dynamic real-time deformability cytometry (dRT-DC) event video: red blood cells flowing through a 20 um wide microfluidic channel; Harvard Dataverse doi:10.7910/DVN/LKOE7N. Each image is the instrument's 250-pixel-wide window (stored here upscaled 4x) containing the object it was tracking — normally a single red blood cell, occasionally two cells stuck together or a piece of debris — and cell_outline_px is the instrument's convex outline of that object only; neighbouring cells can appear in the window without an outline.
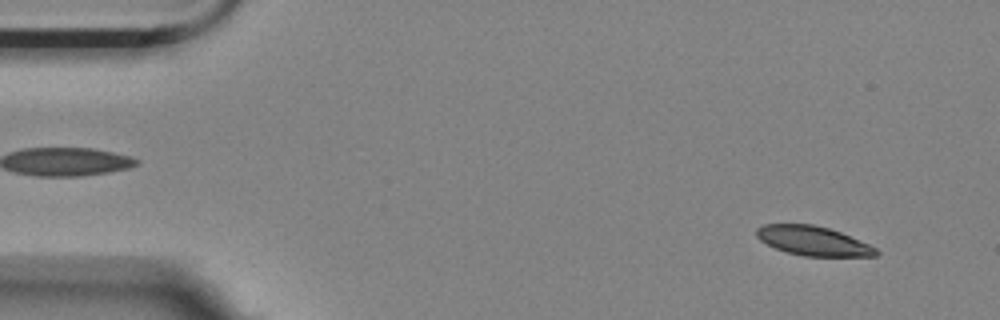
{"species": "Egyptian fruit bat (a non-hibernating species)", "species_latin": "Rousettus aegyptiacus", "temperature_condition": "room temperature", "stored_images_in_passage": 4, "segment_of_instrument_passage": [2, 2], "camera_frame_rate_fps": 3000, "um_per_image_px": 0.085, "animal": {"sex": "female"}, "frame": {"image": 1, "passage_image": 4, "time_ms": 1.0, "image_size_px": [1000, 320], "cell_outline_px": [[880, 252], [876, 256], [804, 256], [788, 252], [776, 248], [760, 240], [756, 236], [756, 228], [764, 224], [812, 224], [828, 228], [840, 232], [868, 244], [876, 248]], "centroid_in_image_um": [69.1, 20.47], "position_along_channel_um": 15.9, "area_um2": 20.23}}